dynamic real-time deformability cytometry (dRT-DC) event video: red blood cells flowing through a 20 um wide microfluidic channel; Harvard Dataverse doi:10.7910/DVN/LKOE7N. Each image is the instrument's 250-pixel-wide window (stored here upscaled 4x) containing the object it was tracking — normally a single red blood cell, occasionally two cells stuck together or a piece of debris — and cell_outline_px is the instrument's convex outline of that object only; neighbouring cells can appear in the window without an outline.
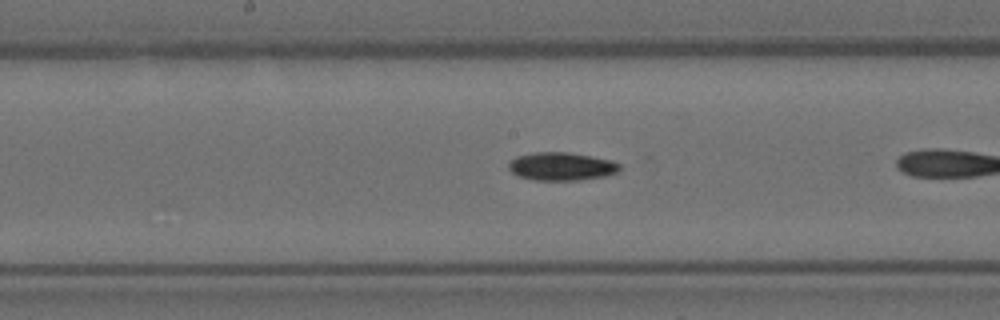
{"species": "Egyptian fruit bat (a non-hibernating species)", "species_latin": "Rousettus aegyptiacus", "temperature_condition": "room temperature", "stored_images_in_passage": 42, "camera_frame_rate_fps": 3000, "um_per_image_px": 0.085, "animal": {"sex": "female"}, "frame": {"image": 1, "passage_image": 13, "time_ms": 4.0, "image_size_px": [1000, 320], "cell_outline_px": [[620, 168], [616, 172], [604, 176], [580, 180], [532, 180], [520, 176], [512, 172], [508, 168], [508, 164], [516, 156], [532, 152], [568, 152], [612, 160], [620, 164]], "centroid_in_image_um": [47.71, 14.14], "position_along_channel_um": 200.5, "area_um2": 18.15}}
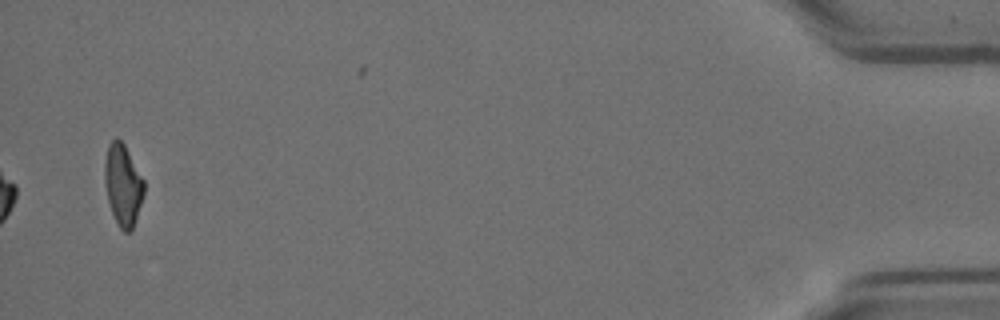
{"frame": {"image": 2, "passage_image": 42, "time_ms": 13.667, "image_size_px": [1000, 320], "cell_outline_px": [[144, 196], [132, 232], [124, 232], [120, 228], [112, 212], [108, 200], [104, 180], [104, 164], [108, 144], [116, 136], [124, 144], [144, 180]], "centroid_in_image_um": [10.45, 15.72], "position_along_channel_um": 424.7, "area_um2": 18.73}, "authors_computed_cell_mechanics": {"area_um2": 17.4267, "velocity_mm_per_s": 3.5781, "shape_relaxation_time_tau1_ms": 5.2615, "shape_relaxation_time_tau2_ms": null, "deformation_change_tau1": 0.1236, "deformation_change_tau2": null}}